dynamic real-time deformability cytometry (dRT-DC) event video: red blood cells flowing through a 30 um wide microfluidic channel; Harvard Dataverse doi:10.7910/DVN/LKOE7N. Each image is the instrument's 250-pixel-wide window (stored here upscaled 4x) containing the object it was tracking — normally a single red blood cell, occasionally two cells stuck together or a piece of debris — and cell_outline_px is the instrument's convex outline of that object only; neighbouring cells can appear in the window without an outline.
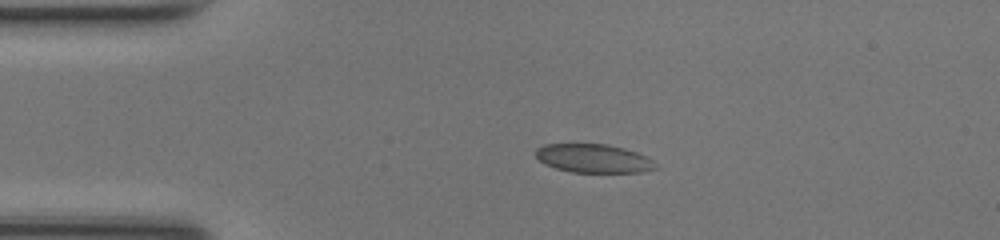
{"species": "common noctule bat (a hibernating species)", "species_latin": "Nyctalus noctula", "temperature_condition": "room temperature", "stored_images_in_passage": 39, "camera_frame_rate_fps": 3000, "um_per_image_px": 0.085, "animal": {"sex": "female", "body_mass_g": 17.0, "forearm_length_mm": 48.0}, "frame": {"image": 1, "passage_image": 1, "time_ms": 0.0, "image_size_px": [1000, 240], "cell_outline_px": [[656, 168], [640, 172], [572, 172], [556, 168], [544, 164], [536, 156], [536, 148], [544, 144], [608, 144], [624, 148], [648, 156], [652, 160]], "centroid_in_image_um": [50.43, 13.46], "position_along_channel_um": 34.6, "area_um2": 19.88}}
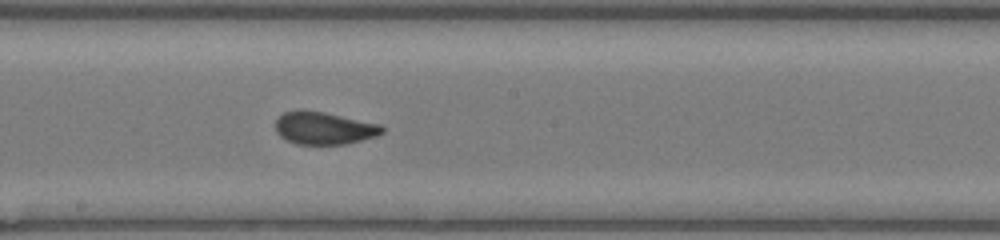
{"frame": {"image": 2, "passage_image": 17, "time_ms": 5.333, "image_size_px": [1000, 240], "cell_outline_px": [[384, 132], [376, 136], [348, 144], [296, 144], [280, 136], [276, 132], [276, 120], [284, 112], [324, 112], [380, 124], [384, 128]], "centroid_in_image_um": [27.58, 10.92], "position_along_channel_um": 220.6, "area_um2": 19.77}}
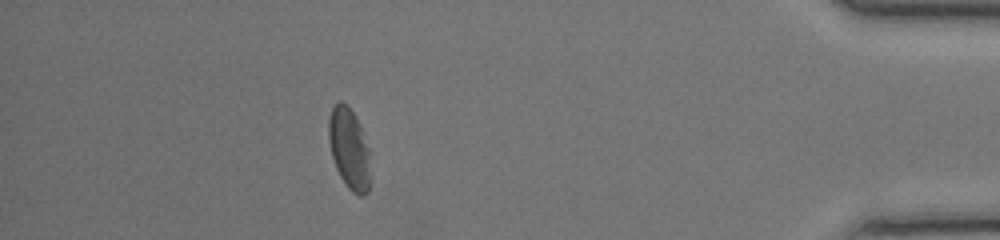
{"frame": {"image": 3, "passage_image": 34, "time_ms": 11.0, "image_size_px": [1000, 240], "cell_outline_px": [[368, 192], [364, 196], [360, 196], [352, 192], [348, 188], [340, 176], [336, 168], [332, 156], [328, 140], [328, 116], [332, 108], [340, 100], [348, 104], [360, 128], [368, 148]], "centroid_in_image_um": [29.63, 12.62], "position_along_channel_um": 405.6, "area_um2": 19.25}, "authors_computed_cell_mechanics": {"area_um2": 20.1144, "velocity_mm_per_s": 4.2156, "shape_relaxation_time_tau1_ms": 7.9704, "shape_relaxation_time_tau2_ms": 0.8508, "deformation_change_tau1": 0.1996, "deformation_change_tau2": 0.0408}}